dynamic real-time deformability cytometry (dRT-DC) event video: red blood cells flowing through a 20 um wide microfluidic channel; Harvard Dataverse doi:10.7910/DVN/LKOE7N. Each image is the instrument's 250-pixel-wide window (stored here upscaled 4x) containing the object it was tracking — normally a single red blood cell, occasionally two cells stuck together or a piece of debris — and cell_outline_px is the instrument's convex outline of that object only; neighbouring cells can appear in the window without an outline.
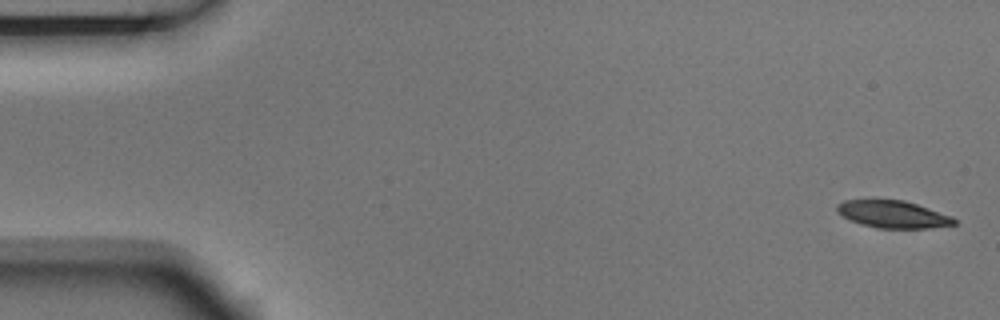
{"species": "Egyptian fruit bat (a non-hibernating species)", "species_latin": "Rousettus aegyptiacus", "temperature_condition": "room temperature", "stored_images_in_passage": 5, "camera_frame_rate_fps": 3000, "um_per_image_px": 0.085, "animal": {"sex": "male"}, "frame": {"image": 1, "passage_image": 1, "time_ms": 0.0, "image_size_px": [1000, 320], "cell_outline_px": [[956, 224], [928, 228], [876, 228], [860, 224], [836, 212], [836, 204], [844, 200], [872, 196], [904, 200], [952, 216], [956, 220]], "centroid_in_image_um": [75.81, 18.16], "position_along_channel_um": 9.2, "area_um2": 19.36}}
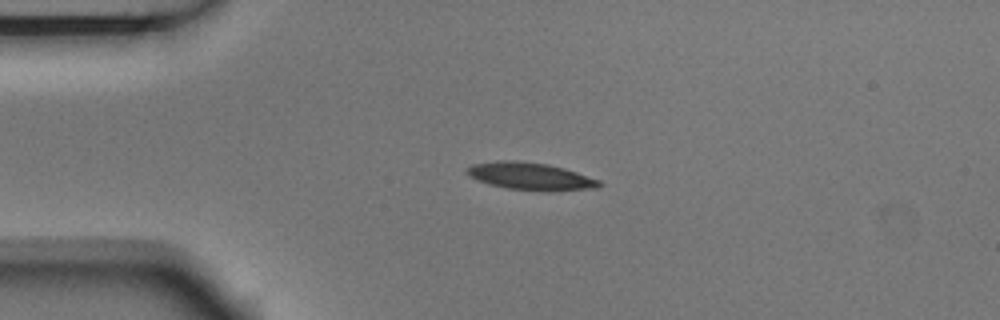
{"frame": {"image": 2, "passage_image": 4, "time_ms": 1.0, "image_size_px": [1000, 320], "cell_outline_px": [[604, 184], [600, 188], [548, 192], [540, 192], [508, 188], [488, 184], [468, 176], [464, 172], [464, 168], [472, 164], [500, 160], [516, 160], [548, 164], [564, 168], [600, 180]], "centroid_in_image_um": [45.1, 14.99], "position_along_channel_um": 39.9, "area_um2": 21.68}}